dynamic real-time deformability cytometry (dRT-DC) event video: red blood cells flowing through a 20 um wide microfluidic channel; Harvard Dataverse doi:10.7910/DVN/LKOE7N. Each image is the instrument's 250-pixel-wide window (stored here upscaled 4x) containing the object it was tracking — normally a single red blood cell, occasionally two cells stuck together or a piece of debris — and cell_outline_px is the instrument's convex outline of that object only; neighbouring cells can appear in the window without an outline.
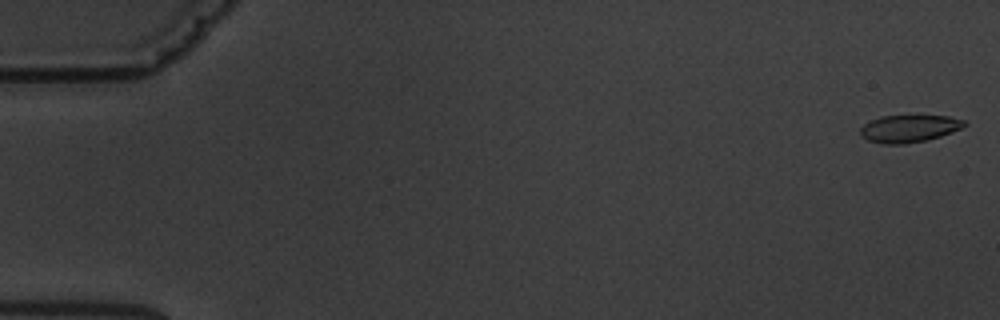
{"species": "common noctule bat (a hibernating species)", "species_latin": "Nyctalus noctula", "temperature_condition": "warm", "stored_images_in_passage": 5, "camera_frame_rate_fps": 3000, "um_per_image_px": 0.085, "animal": {"sex": "male", "body_mass_g": 19.5, "forearm_length_mm": 54.6}, "frame": {"image": 1, "passage_image": 1, "time_ms": 0.0, "image_size_px": [1000, 320], "cell_outline_px": [[968, 124], [952, 132], [928, 140], [904, 144], [884, 144], [868, 140], [860, 136], [860, 128], [864, 124], [880, 116], [948, 116], [964, 120]], "centroid_in_image_um": [77.26, 10.93], "position_along_channel_um": 7.7, "area_um2": 16.53}}